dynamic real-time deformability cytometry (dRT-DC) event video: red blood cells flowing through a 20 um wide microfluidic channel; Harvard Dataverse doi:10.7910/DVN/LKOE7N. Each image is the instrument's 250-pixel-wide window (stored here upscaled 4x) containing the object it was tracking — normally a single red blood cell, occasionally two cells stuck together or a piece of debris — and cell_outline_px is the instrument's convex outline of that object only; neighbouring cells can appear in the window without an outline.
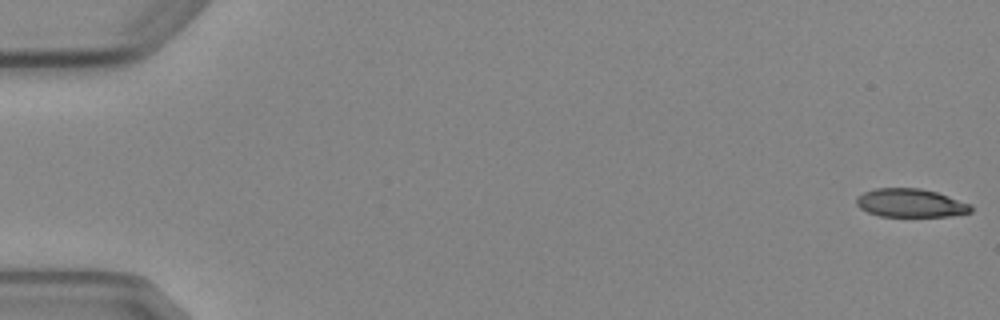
{"species": "Egyptian fruit bat (a non-hibernating species)", "species_latin": "Rousettus aegyptiacus", "temperature_condition": "cold", "stored_images_in_passage": 7, "camera_frame_rate_fps": 3000, "um_per_image_px": 0.085, "animal": {"sex": "female"}, "frame": {"image": 1, "passage_image": 1, "time_ms": 0.0, "image_size_px": [1000, 320], "cell_outline_px": [[972, 212], [948, 216], [880, 216], [868, 212], [860, 208], [856, 204], [856, 196], [864, 192], [876, 188], [920, 188], [936, 192], [972, 204]], "centroid_in_image_um": [77.39, 17.25], "position_along_channel_um": 7.6, "area_um2": 18.96}}
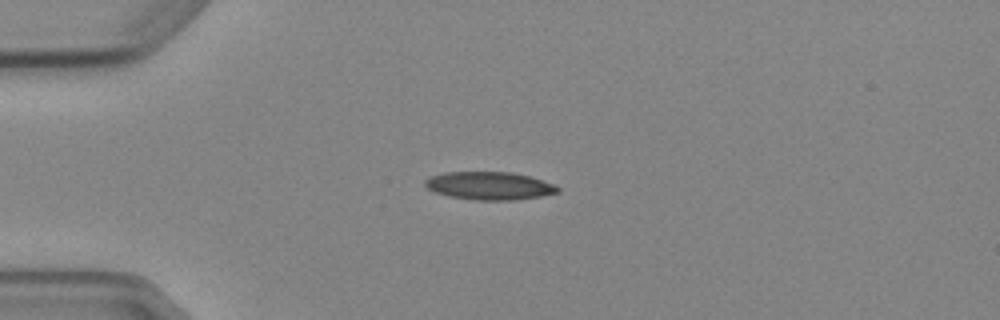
{"frame": {"image": 2, "passage_image": 4, "time_ms": 4.333, "image_size_px": [1000, 320], "cell_outline_px": [[560, 192], [540, 196], [516, 200], [472, 200], [448, 196], [436, 192], [428, 188], [424, 184], [424, 180], [432, 176], [444, 172], [512, 172], [532, 176], [556, 184], [560, 188]], "centroid_in_image_um": [41.65, 15.79], "position_along_channel_um": 43.4, "area_um2": 21.85}}
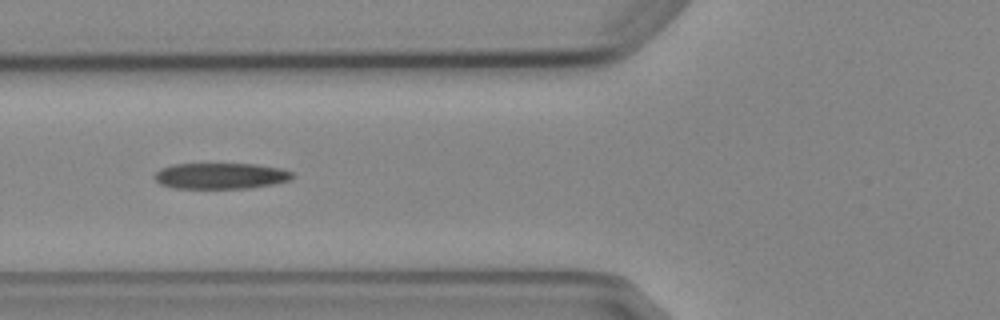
{"frame": {"image": 3, "passage_image": 6, "time_ms": 6.667, "image_size_px": [1000, 320], "cell_outline_px": [[296, 176], [292, 180], [252, 188], [172, 188], [160, 184], [152, 176], [160, 168], [172, 164], [256, 164], [280, 168], [292, 172]], "centroid_in_image_um": [18.76, 14.95], "position_along_channel_um": 107.0, "area_um2": 21.1}}